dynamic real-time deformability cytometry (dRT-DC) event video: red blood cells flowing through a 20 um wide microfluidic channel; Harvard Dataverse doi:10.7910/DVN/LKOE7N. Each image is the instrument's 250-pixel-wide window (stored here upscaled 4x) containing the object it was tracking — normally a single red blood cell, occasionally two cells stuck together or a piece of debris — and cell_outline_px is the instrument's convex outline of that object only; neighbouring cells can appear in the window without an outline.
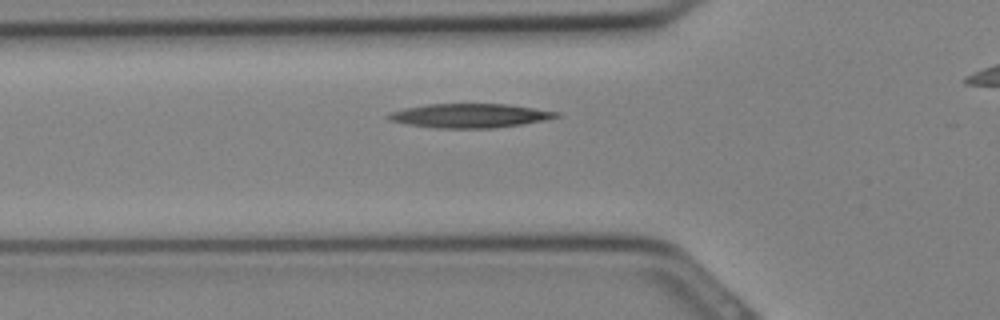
{"species": "Egyptian fruit bat (a non-hibernating species)", "species_latin": "Rousettus aegyptiacus", "temperature_condition": "cold", "stored_images_in_passage": 8, "camera_frame_rate_fps": 3000, "um_per_image_px": 0.085, "animal": {"sex": "female"}, "frame": {"image": 1, "passage_image": 5, "time_ms": 1.333, "image_size_px": [1000, 320], "cell_outline_px": [[560, 116], [544, 120], [524, 124], [492, 128], [436, 128], [408, 124], [392, 120], [388, 116], [392, 112], [404, 108], [428, 104], [508, 104], [560, 112]], "centroid_in_image_um": [40.0, 9.83], "position_along_channel_um": 85.8, "area_um2": 23.29}}
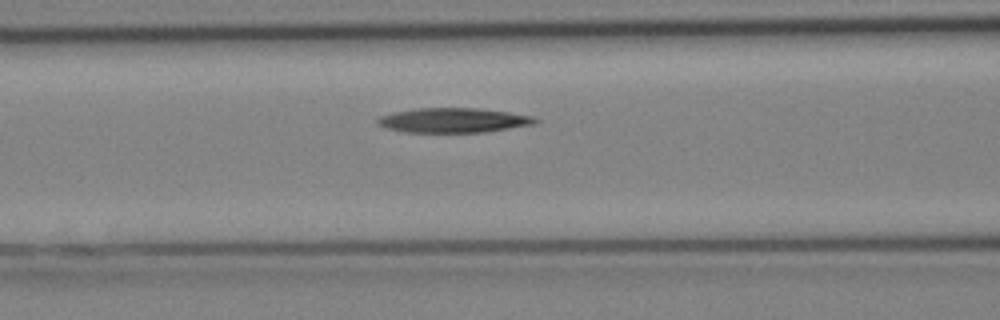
{"frame": {"image": 2, "passage_image": 7, "time_ms": 2.0, "image_size_px": [1000, 320], "cell_outline_px": [[540, 120], [532, 124], [484, 132], [404, 132], [384, 128], [376, 124], [376, 120], [380, 116], [392, 112], [416, 108], [476, 108], [508, 112], [532, 116]], "centroid_in_image_um": [38.45, 10.22], "position_along_channel_um": 128.1, "area_um2": 22.6}}